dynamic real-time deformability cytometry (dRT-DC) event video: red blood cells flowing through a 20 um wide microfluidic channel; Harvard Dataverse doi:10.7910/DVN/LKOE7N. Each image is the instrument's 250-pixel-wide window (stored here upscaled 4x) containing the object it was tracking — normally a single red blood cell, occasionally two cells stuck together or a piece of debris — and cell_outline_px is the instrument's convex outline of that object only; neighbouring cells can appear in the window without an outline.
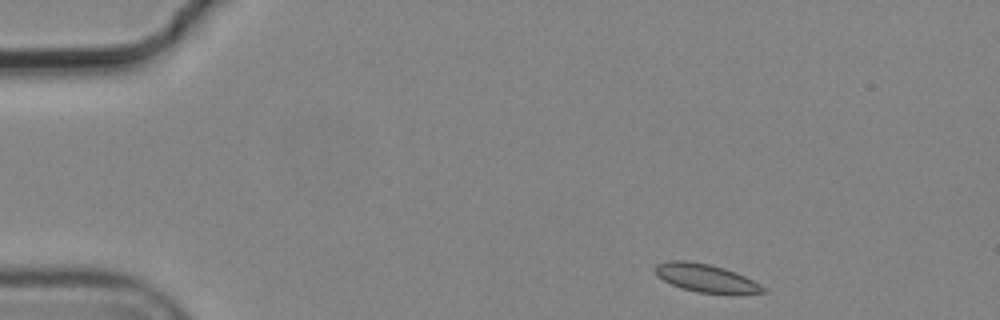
{"species": "common noctule bat (a hibernating species)", "species_latin": "Nyctalus noctula", "temperature_condition": "cold", "stored_images_in_passage": 4, "camera_frame_rate_fps": 3000, "um_per_image_px": 0.085, "animal": {"sex": "male", "body_mass_g": 19.2, "forearm_length_mm": 51.8}, "frame": {"image": 1, "passage_image": 1, "time_ms": 0.0, "image_size_px": [1000, 320], "cell_outline_px": [[768, 292], [736, 296], [732, 296], [700, 292], [680, 288], [664, 280], [656, 272], [656, 264], [668, 260], [688, 260], [708, 264], [724, 268], [736, 272], [760, 284]], "centroid_in_image_um": [60.09, 23.67], "position_along_channel_um": 24.9, "area_um2": 18.03}}